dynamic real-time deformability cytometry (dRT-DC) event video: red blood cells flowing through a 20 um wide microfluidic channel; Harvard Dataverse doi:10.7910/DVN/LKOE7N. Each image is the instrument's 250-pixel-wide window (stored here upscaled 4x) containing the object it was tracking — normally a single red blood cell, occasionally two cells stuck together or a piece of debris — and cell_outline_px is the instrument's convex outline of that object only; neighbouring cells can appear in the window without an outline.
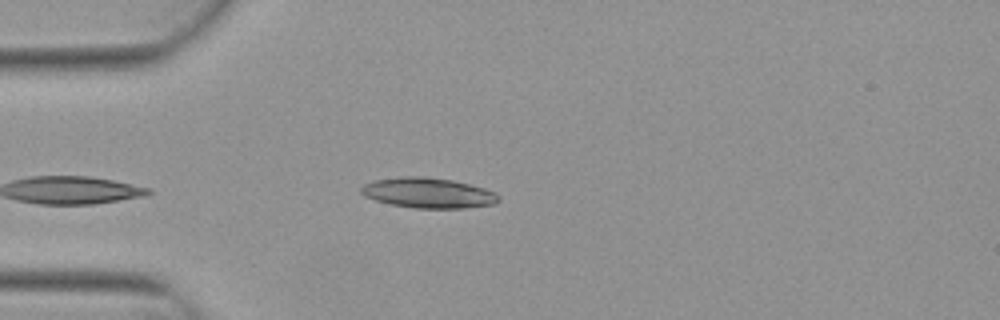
{"species": "Egyptian fruit bat (a non-hibernating species)", "species_latin": "Rousettus aegyptiacus", "temperature_condition": "warm", "stored_images_in_passage": 37, "camera_frame_rate_fps": 3000, "um_per_image_px": 0.085, "animal": {"sex": "female"}, "frame": {"image": 1, "passage_image": 1, "time_ms": 0.0, "image_size_px": [1000, 320], "cell_outline_px": [[500, 200], [492, 204], [464, 208], [416, 208], [392, 204], [376, 200], [364, 196], [360, 192], [360, 188], [364, 184], [376, 180], [400, 176], [424, 176], [452, 180], [484, 188], [496, 192], [500, 196]], "centroid_in_image_um": [36.4, 16.39], "position_along_channel_um": 48.6, "area_um2": 24.16}}
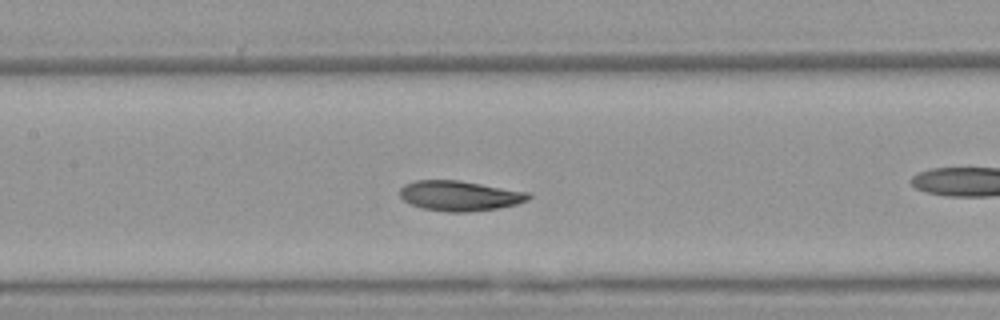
{"frame": {"image": 2, "passage_image": 8, "time_ms": 2.333, "image_size_px": [1000, 320], "cell_outline_px": [[532, 196], [528, 200], [516, 204], [500, 208], [468, 212], [448, 212], [420, 208], [404, 200], [400, 196], [400, 188], [404, 184], [416, 180], [460, 180], [528, 192]], "centroid_in_image_um": [39.07, 16.64], "position_along_channel_um": 168.3, "area_um2": 22.66}}
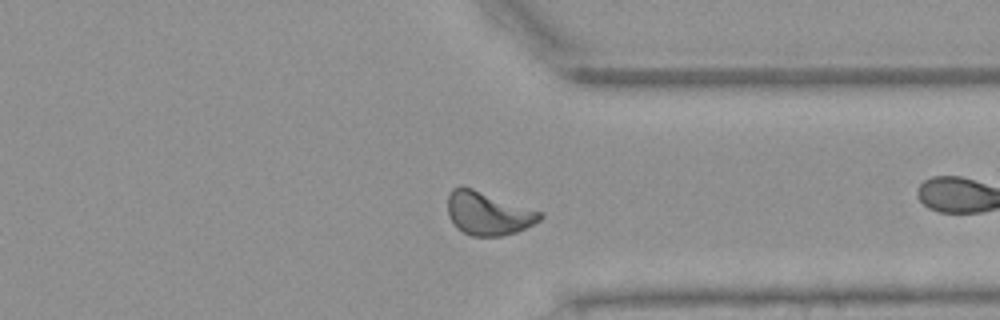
{"frame": {"image": 3, "passage_image": 24, "time_ms": 7.667, "image_size_px": [1000, 320], "cell_outline_px": [[544, 216], [540, 220], [516, 232], [500, 236], [472, 236], [456, 228], [452, 224], [448, 216], [448, 192], [452, 188], [460, 184], [544, 212]], "centroid_in_image_um": [41.46, 18.11], "position_along_channel_um": 369.9, "area_um2": 23.58}, "authors_computed_cell_mechanics": {"area_um2": 22.1952, "velocity_mm_per_s": 3.8003, "shape_relaxation_time_tau1_ms": 3.3994, "shape_relaxation_time_tau2_ms": 1.8522, "deformation_change_tau1": 0.098, "deformation_change_tau2": 0.0456}}